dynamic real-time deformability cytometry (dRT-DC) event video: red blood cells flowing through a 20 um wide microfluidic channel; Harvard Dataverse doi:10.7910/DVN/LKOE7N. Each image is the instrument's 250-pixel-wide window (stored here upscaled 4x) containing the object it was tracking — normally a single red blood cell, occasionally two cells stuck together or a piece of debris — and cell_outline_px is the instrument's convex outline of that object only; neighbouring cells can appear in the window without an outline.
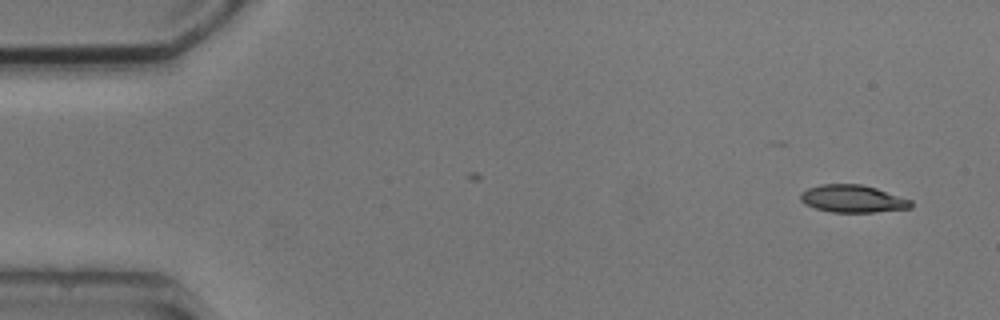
{"species": "common noctule bat (a hibernating species)", "species_latin": "Nyctalus noctula", "temperature_condition": "cold", "stored_images_in_passage": 9, "camera_frame_rate_fps": 3000, "um_per_image_px": 0.085, "animal": {"sex": "male", "body_mass_g": 20.5, "forearm_length_mm": 52.5}, "frame": {"image": 1, "passage_image": 1, "time_ms": 0.0, "image_size_px": [1000, 320], "cell_outline_px": [[912, 208], [876, 212], [832, 212], [816, 208], [804, 204], [800, 200], [800, 192], [808, 188], [820, 184], [860, 184], [876, 188], [912, 200]], "centroid_in_image_um": [72.47, 16.89], "position_along_channel_um": 12.5, "area_um2": 17.74}}
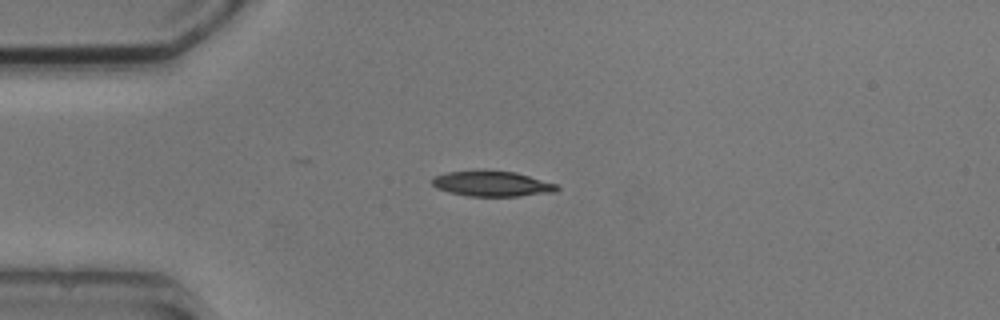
{"frame": {"image": 2, "passage_image": 4, "time_ms": 3.333, "image_size_px": [1000, 320], "cell_outline_px": [[560, 188], [556, 192], [520, 196], [468, 196], [436, 188], [432, 184], [432, 176], [448, 172], [516, 172], [556, 184]], "centroid_in_image_um": [41.85, 15.64], "position_along_channel_um": 43.1, "area_um2": 17.92}}
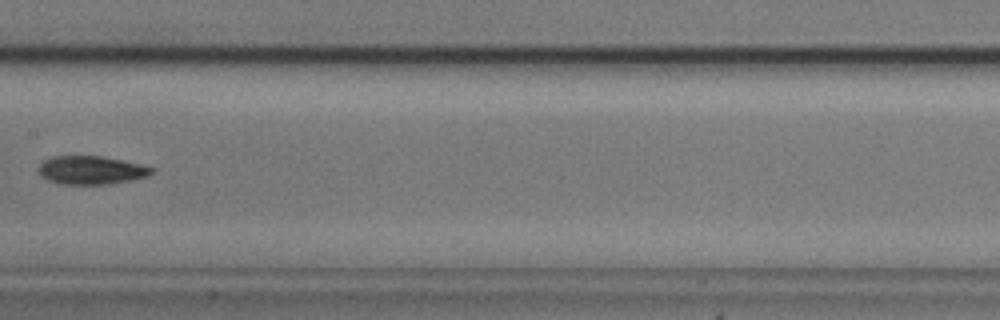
{"frame": {"image": 3, "passage_image": 8, "time_ms": 8.0, "image_size_px": [1000, 320], "cell_outline_px": [[156, 172], [148, 176], [132, 180], [104, 184], [60, 184], [48, 180], [40, 176], [40, 164], [44, 160], [52, 156], [104, 156], [156, 168]], "centroid_in_image_um": [7.78, 14.46], "position_along_channel_um": 199.6, "area_um2": 18.73}}